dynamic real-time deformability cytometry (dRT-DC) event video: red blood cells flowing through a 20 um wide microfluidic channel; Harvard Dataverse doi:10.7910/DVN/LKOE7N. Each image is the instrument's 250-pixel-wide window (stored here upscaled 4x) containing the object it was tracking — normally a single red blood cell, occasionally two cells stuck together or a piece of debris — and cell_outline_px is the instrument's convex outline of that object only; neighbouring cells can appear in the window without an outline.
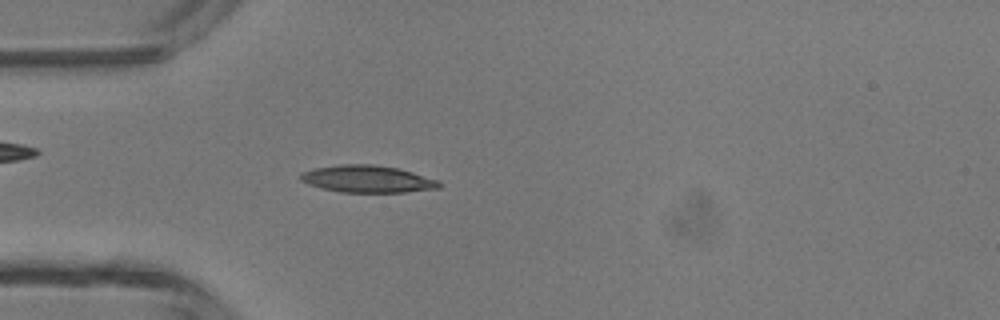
{"species": "common noctule bat (a hibernating species)", "species_latin": "Nyctalus noctula", "temperature_condition": "room temperature", "stored_images_in_passage": 47, "camera_frame_rate_fps": 3000, "um_per_image_px": 0.085, "animal": {"sex": "male", "body_mass_g": 13.3}, "frame": {"image": 1, "passage_image": 14, "time_ms": 4.333, "image_size_px": [1000, 320], "cell_outline_px": [[440, 188], [404, 192], [340, 192], [320, 188], [308, 184], [300, 180], [300, 172], [316, 168], [340, 164], [376, 164], [396, 168], [412, 172], [440, 180]], "centroid_in_image_um": [31.22, 15.21], "position_along_channel_um": 53.8, "area_um2": 21.96}}
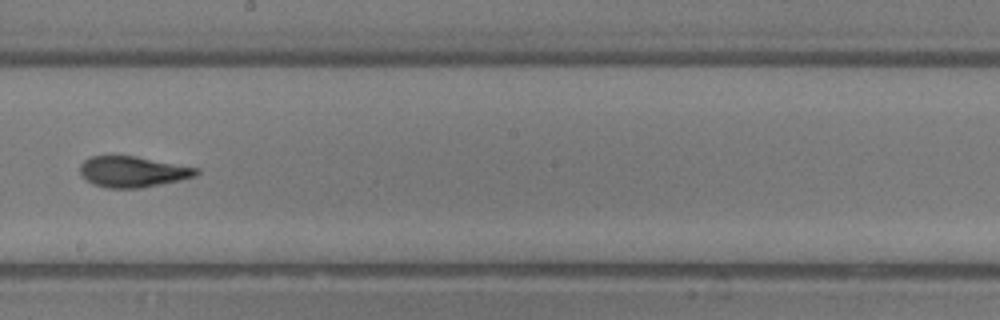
{"frame": {"image": 2, "passage_image": 27, "time_ms": 8.667, "image_size_px": [1000, 320], "cell_outline_px": [[200, 172], [196, 176], [180, 180], [140, 188], [108, 188], [92, 184], [80, 172], [80, 164], [84, 160], [92, 156], [136, 156], [200, 168]], "centroid_in_image_um": [11.31, 14.59], "position_along_channel_um": 236.9, "area_um2": 20.87}}
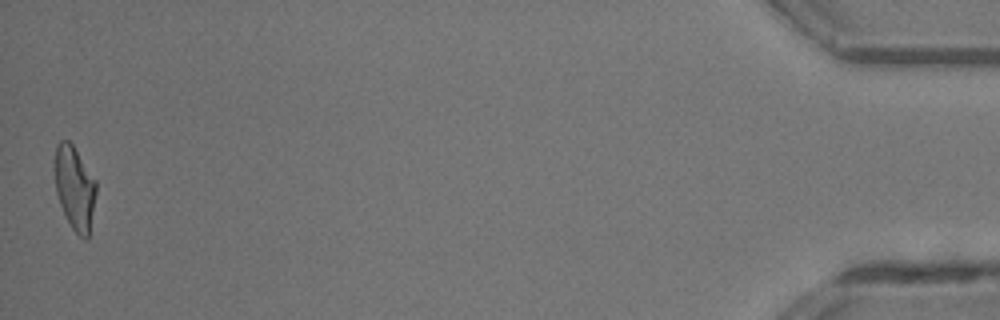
{"frame": {"image": 3, "passage_image": 47, "time_ms": 15.333, "image_size_px": [1000, 320], "cell_outline_px": [[96, 192], [88, 236], [84, 240], [72, 228], [60, 204], [56, 192], [56, 144], [60, 140], [68, 140], [72, 144], [96, 180]], "centroid_in_image_um": [6.36, 15.96], "position_along_channel_um": 428.8, "area_um2": 19.59}, "authors_computed_cell_mechanics": {"area_um2": 20.8658, "velocity_mm_per_s": 4.3794, "shape_relaxation_time_tau1_ms": 10.521, "shape_relaxation_time_tau2_ms": 1.7834, "deformation_change_tau1": 0.3042, "deformation_change_tau2": 0.1033}}